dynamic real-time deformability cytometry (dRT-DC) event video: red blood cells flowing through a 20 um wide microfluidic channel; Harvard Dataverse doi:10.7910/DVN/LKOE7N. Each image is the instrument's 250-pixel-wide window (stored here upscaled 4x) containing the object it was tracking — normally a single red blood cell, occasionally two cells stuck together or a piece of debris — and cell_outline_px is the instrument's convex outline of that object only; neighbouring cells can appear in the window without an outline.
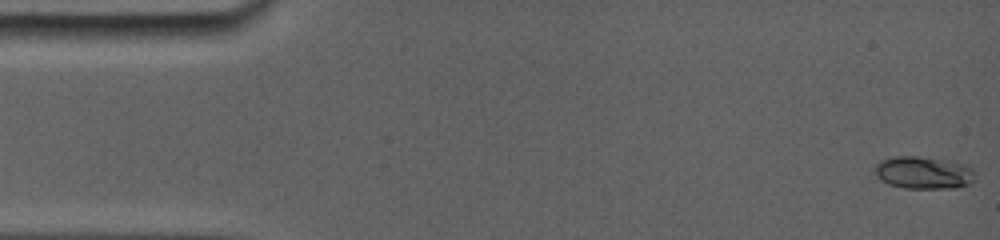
{"species": "common noctule bat (a hibernating species)", "species_latin": "Nyctalus noctula", "temperature_condition": "room temperature", "stored_images_in_passage": 34, "camera_frame_rate_fps": 5000, "um_per_image_px": 0.085, "animal": {"sex": "female", "body_mass_g": 19.0, "forearm_length_mm": 56.7}, "frame": {"image": 1, "passage_image": 1, "time_ms": 0.0, "image_size_px": [1000, 240], "cell_outline_px": [[972, 180], [968, 184], [952, 188], [904, 188], [892, 184], [884, 180], [876, 172], [876, 168], [884, 160], [928, 160], [968, 168], [972, 172]], "centroid_in_image_um": [78.5, 14.8], "position_along_channel_um": 6.5, "area_um2": 16.13}}
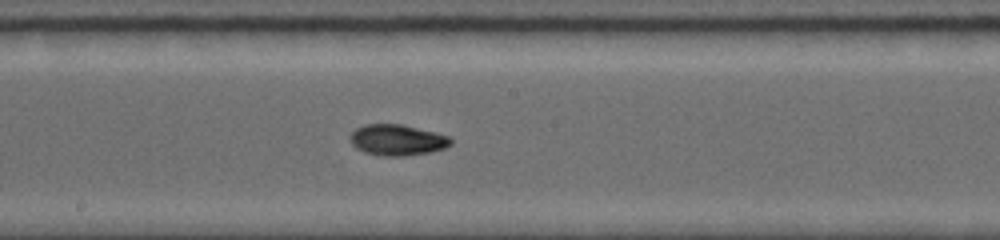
{"frame": {"image": 2, "passage_image": 18, "time_ms": 8.6, "image_size_px": [1000, 240], "cell_outline_px": [[452, 144], [444, 148], [428, 152], [404, 156], [384, 156], [364, 152], [356, 148], [352, 144], [348, 136], [356, 128], [364, 124], [400, 124], [448, 136], [452, 140]], "centroid_in_image_um": [33.71, 11.9], "position_along_channel_um": 214.5, "area_um2": 17.98}}
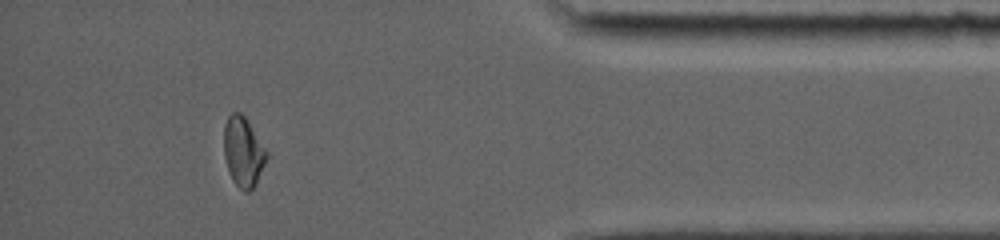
{"frame": {"image": 3, "passage_image": 32, "time_ms": 14.4, "image_size_px": [1000, 240], "cell_outline_px": [[268, 156], [256, 184], [248, 192], [244, 192], [232, 180], [228, 172], [224, 156], [224, 124], [228, 116], [232, 112], [240, 112], [248, 120], [268, 152]], "centroid_in_image_um": [20.67, 12.89], "position_along_channel_um": 414.5, "area_um2": 17.51}, "authors_computed_cell_mechanics": {"area_um2": 17.2822, "velocity_mm_per_s": 3.8868, "shape_relaxation_time_tau1_ms": 5.759, "shape_relaxation_time_tau2_ms": 0.6425, "deformation_change_tau1": 0.2094, "deformation_change_tau2": 0.033}}